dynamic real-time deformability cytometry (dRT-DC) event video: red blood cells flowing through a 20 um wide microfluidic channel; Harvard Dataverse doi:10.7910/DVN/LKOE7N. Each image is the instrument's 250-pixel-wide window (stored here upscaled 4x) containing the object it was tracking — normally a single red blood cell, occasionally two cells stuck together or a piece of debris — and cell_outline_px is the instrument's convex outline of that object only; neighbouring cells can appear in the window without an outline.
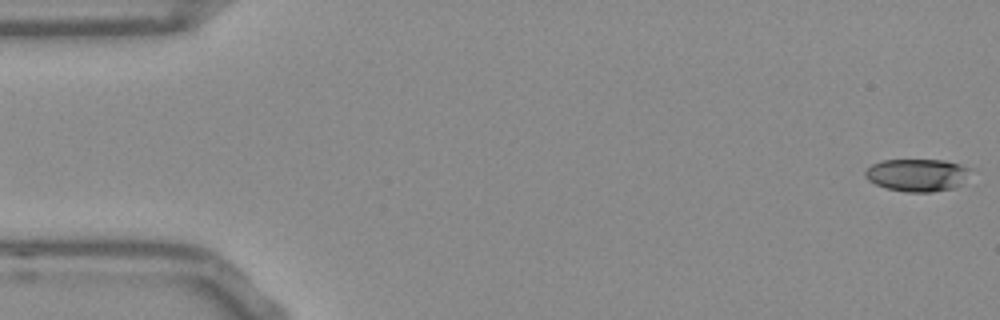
{"species": "Egyptian fruit bat (a non-hibernating species)", "species_latin": "Rousettus aegyptiacus", "temperature_condition": "room temperature", "stored_images_in_passage": 49, "camera_frame_rate_fps": 3000, "um_per_image_px": 0.085, "frame": {"image": 1, "passage_image": 1, "time_ms": 0.0, "image_size_px": [1000, 320], "cell_outline_px": [[972, 168], [960, 184], [952, 188], [932, 192], [908, 192], [888, 188], [876, 184], [868, 180], [864, 176], [864, 172], [872, 164], [880, 160], [944, 160], [960, 164]], "centroid_in_image_um": [77.94, 14.86], "position_along_channel_um": 7.1, "area_um2": 19.83}}
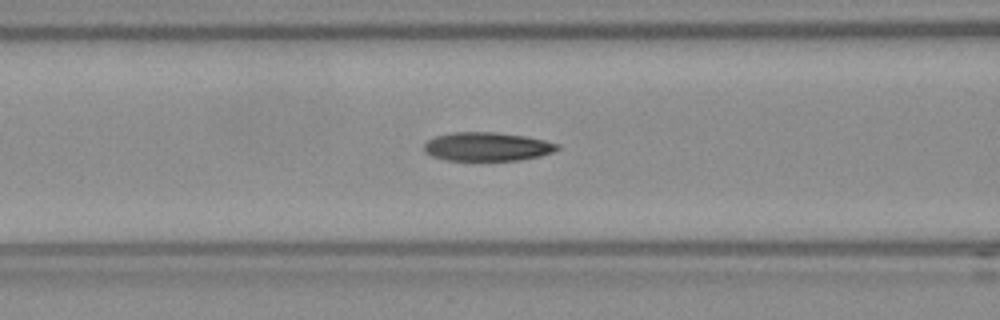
{"frame": {"image": 2, "passage_image": 21, "time_ms": 6.667, "image_size_px": [1000, 320], "cell_outline_px": [[560, 148], [552, 152], [540, 156], [516, 160], [448, 160], [432, 156], [424, 152], [424, 144], [428, 140], [436, 136], [452, 132], [496, 132], [524, 136], [544, 140], [560, 144]], "centroid_in_image_um": [41.4, 12.46], "position_along_channel_um": 125.2, "area_um2": 22.2}}
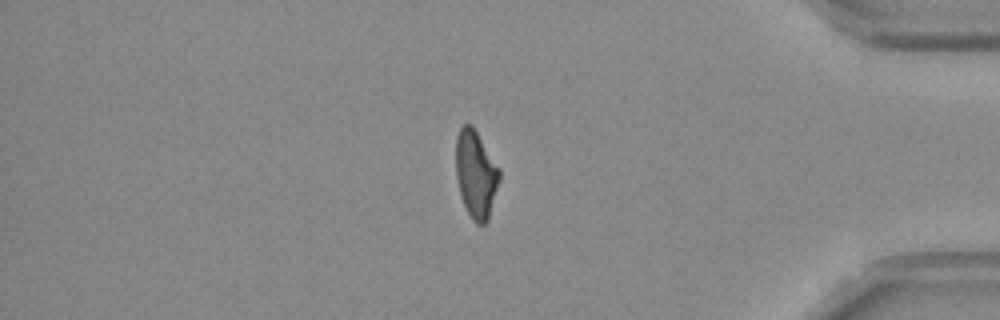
{"frame": {"image": 3, "passage_image": 45, "time_ms": 14.667, "image_size_px": [1000, 320], "cell_outline_px": [[500, 180], [488, 220], [484, 224], [476, 224], [472, 220], [464, 204], [460, 192], [456, 176], [456, 136], [460, 128], [464, 124], [472, 124], [500, 168]], "centroid_in_image_um": [40.46, 14.79], "position_along_channel_um": 394.7, "area_um2": 22.25}, "authors_computed_cell_mechanics": {"area_um2": 22.3686, "velocity_mm_per_s": 3.7914, "shape_relaxation_time_tau1_ms": 9.8087, "shape_relaxation_time_tau2_ms": 3.4979, "deformation_change_tau1": 0.2509, "deformation_change_tau2": 0.1156}}